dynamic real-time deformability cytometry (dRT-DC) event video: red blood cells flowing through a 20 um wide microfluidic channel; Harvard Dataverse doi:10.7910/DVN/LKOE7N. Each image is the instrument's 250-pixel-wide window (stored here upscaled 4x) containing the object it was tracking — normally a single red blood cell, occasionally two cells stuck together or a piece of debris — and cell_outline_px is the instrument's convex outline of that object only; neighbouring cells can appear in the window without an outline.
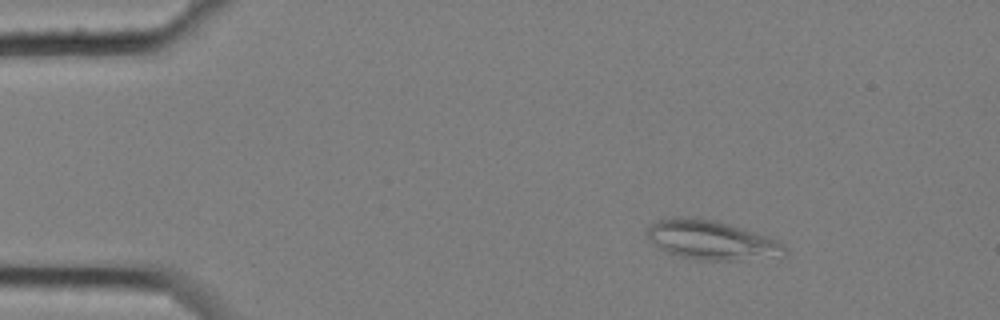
{"species": "common noctule bat (a hibernating species)", "species_latin": "Nyctalus noctula", "temperature_condition": "cold", "stored_images_in_passage": 10, "segment_of_instrument_passage": [1, 2], "camera_frame_rate_fps": 3000, "um_per_image_px": 0.085, "animal": {"sex": "female", "body_mass_g": 25.1}, "frame": {"image": 1, "passage_image": 2, "time_ms": 0.333, "image_size_px": [1000, 320], "cell_outline_px": [[788, 252], [736, 260], [696, 260], [680, 256], [668, 252], [660, 248], [648, 240], [644, 236], [648, 228], [656, 220], [672, 216], [692, 216], [716, 220], [768, 236], [776, 240]], "centroid_in_image_um": [60.31, 20.36], "position_along_channel_um": 24.7, "area_um2": 31.04}}